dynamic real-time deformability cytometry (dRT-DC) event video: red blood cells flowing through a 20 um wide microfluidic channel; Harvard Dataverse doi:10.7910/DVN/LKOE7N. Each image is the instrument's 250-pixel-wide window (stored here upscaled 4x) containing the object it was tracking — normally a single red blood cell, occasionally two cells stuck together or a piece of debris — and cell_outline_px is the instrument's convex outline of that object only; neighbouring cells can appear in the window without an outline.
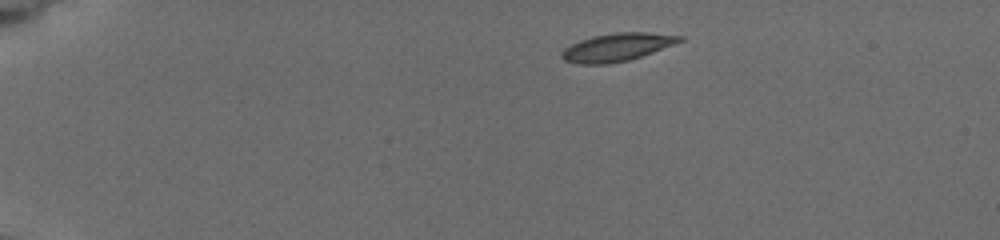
{"species": "common noctule bat (a hibernating species)", "species_latin": "Nyctalus noctula", "temperature_condition": "cold", "stored_images_in_passage": 6, "camera_frame_rate_fps": 3000, "um_per_image_px": 0.085, "animal": {"sex": "female", "body_mass_g": 19.5, "forearm_length_mm": 54.1}, "frame": {"image": 1, "passage_image": 1, "time_ms": 0.0, "image_size_px": [1000, 240], "cell_outline_px": [[684, 40], [652, 52], [628, 60], [608, 64], [576, 64], [564, 60], [560, 56], [560, 52], [564, 48], [580, 40], [592, 36], [616, 32], [644, 32], [684, 36]], "centroid_in_image_um": [52.4, 4.01], "position_along_channel_um": 32.6, "area_um2": 19.13}}
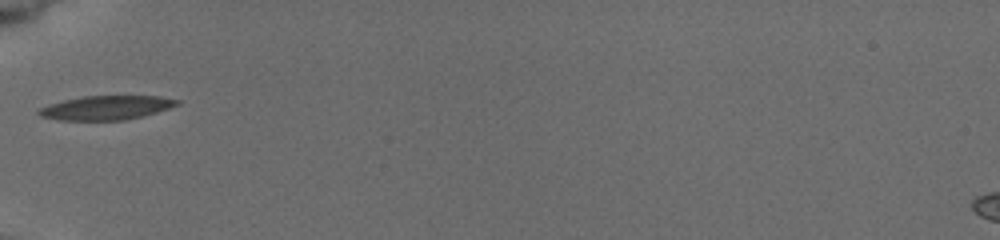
{"frame": {"image": 2, "passage_image": 5, "time_ms": 3.333, "image_size_px": [1000, 240], "cell_outline_px": [[180, 104], [156, 112], [124, 120], [60, 120], [40, 116], [36, 112], [36, 108], [48, 104], [64, 100], [84, 96], [160, 96], [180, 100]], "centroid_in_image_um": [8.98, 9.15], "position_along_channel_um": 76.0, "area_um2": 19.36}}